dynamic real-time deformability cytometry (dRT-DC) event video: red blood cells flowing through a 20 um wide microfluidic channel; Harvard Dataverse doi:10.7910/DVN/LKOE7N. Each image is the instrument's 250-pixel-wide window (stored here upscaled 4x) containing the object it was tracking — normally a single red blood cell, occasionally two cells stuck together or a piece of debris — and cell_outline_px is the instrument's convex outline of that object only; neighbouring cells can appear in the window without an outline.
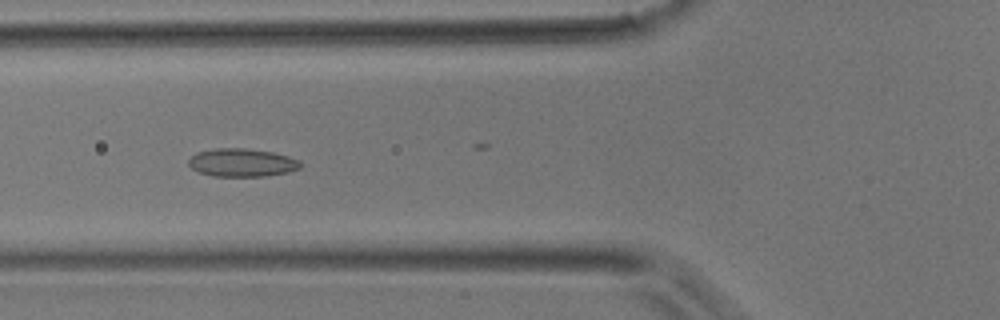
{"species": "common noctule bat (a hibernating species)", "species_latin": "Nyctalus noctula", "temperature_condition": "room temperature", "stored_images_in_passage": 6, "camera_frame_rate_fps": 3000, "um_per_image_px": 0.085, "animal": {"sex": "male", "body_mass_g": 17.9}, "frame": {"image": 1, "passage_image": 5, "time_ms": 1.333, "image_size_px": [1000, 320], "cell_outline_px": [[304, 164], [300, 168], [288, 172], [264, 176], [212, 176], [200, 172], [192, 168], [188, 164], [188, 160], [196, 152], [216, 148], [244, 148], [272, 152], [288, 156], [300, 160]], "centroid_in_image_um": [20.59, 13.82], "position_along_channel_um": 105.2, "area_um2": 18.38}}